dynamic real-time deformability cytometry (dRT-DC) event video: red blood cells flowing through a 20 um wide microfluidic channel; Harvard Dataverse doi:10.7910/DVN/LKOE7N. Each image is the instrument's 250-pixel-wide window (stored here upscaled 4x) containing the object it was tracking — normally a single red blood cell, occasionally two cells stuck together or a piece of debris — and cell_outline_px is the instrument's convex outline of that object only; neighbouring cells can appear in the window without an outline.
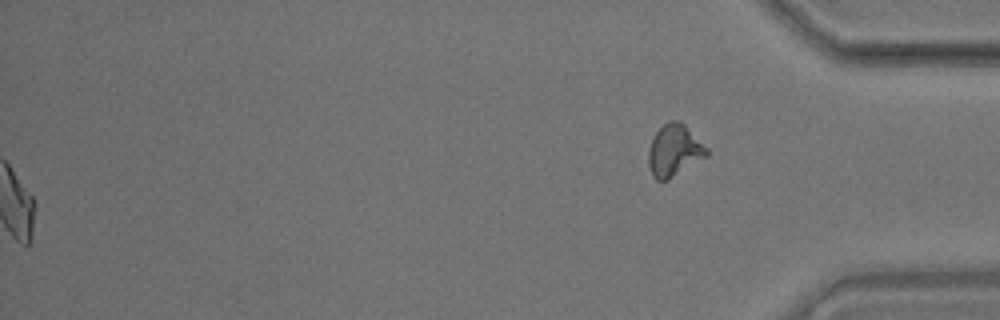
{"species": "common noctule bat (a hibernating species)", "species_latin": "Nyctalus noctula", "temperature_condition": "room temperature", "stored_images_in_passage": 57, "segment_of_instrument_passage": [2, 2], "camera_frame_rate_fps": 3000, "um_per_image_px": 0.085, "animal": {"sex": "male", "body_mass_g": 17.9}, "frame": {"image": 1, "passage_image": 57, "time_ms": 18.667, "image_size_px": [1000, 320], "cell_outline_px": [[708, 156], [668, 180], [656, 180], [652, 176], [648, 164], [648, 152], [652, 136], [668, 120], [680, 120], [708, 148]], "centroid_in_image_um": [57.3, 12.79], "position_along_channel_um": 377.9, "area_um2": 17.74}}